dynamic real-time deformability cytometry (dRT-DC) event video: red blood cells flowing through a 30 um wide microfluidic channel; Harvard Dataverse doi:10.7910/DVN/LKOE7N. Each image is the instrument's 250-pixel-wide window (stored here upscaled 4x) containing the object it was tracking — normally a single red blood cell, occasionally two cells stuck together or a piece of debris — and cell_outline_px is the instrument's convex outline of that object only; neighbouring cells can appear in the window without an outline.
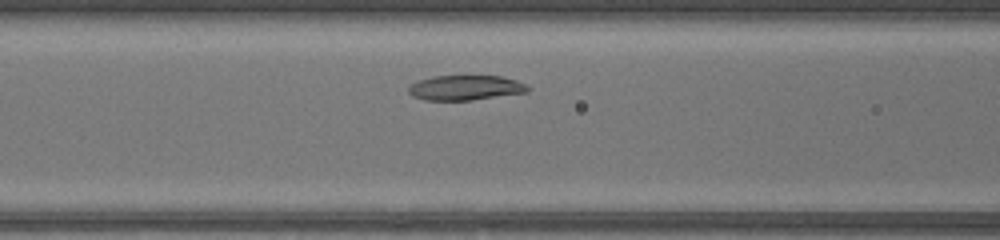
{"species": "common noctule bat (a hibernating species)", "species_latin": "Nyctalus noctula", "temperature_condition": "warm", "stored_images_in_passage": 30, "camera_frame_rate_fps": 3000, "um_per_image_px": 0.085, "animal": {"sex": "female", "body_mass_g": 17.0, "forearm_length_mm": 48.0}, "frame": {"image": 1, "passage_image": 8, "time_ms": 2.333, "image_size_px": [1000, 240], "cell_outline_px": [[528, 92], [472, 100], [424, 100], [412, 96], [408, 92], [408, 88], [416, 80], [432, 76], [500, 76], [516, 80], [524, 84], [528, 88]], "centroid_in_image_um": [39.51, 7.46], "position_along_channel_um": 127.1, "area_um2": 17.28}}
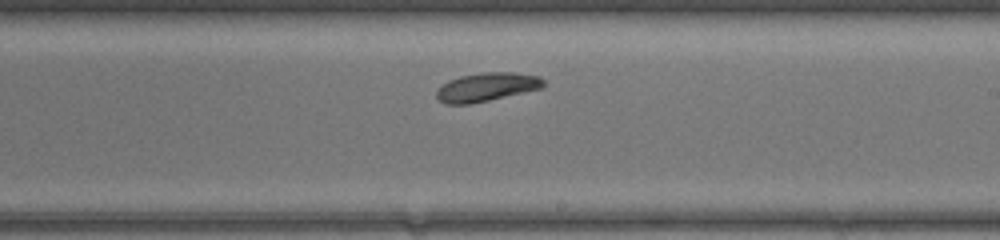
{"frame": {"image": 2, "passage_image": 17, "time_ms": 5.333, "image_size_px": [1000, 240], "cell_outline_px": [[544, 88], [488, 100], [468, 104], [444, 104], [436, 96], [436, 88], [440, 84], [448, 80], [460, 76], [484, 72], [512, 72], [540, 76], [544, 80]], "centroid_in_image_um": [41.35, 7.39], "position_along_channel_um": 247.7, "area_um2": 17.98}}
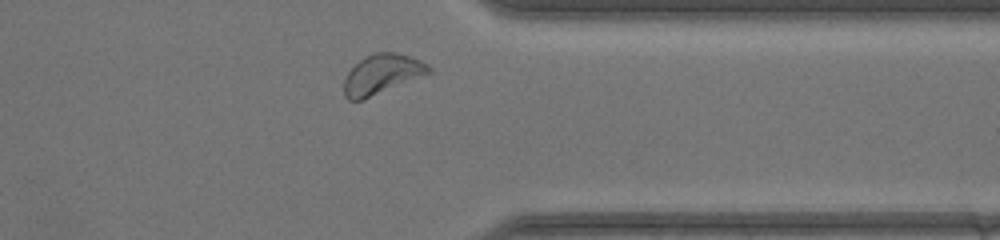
{"frame": {"image": 3, "passage_image": 27, "time_ms": 8.667, "image_size_px": [1000, 240], "cell_outline_px": [[432, 72], [360, 100], [348, 100], [344, 96], [344, 80], [348, 72], [364, 56], [376, 52], [396, 52], [420, 60], [428, 64], [432, 68]], "centroid_in_image_um": [32.46, 6.29], "position_along_channel_um": 378.9, "area_um2": 19.25}, "authors_computed_cell_mechanics": {"area_um2": 17.9758, "velocity_mm_per_s": 4.0341, "shape_relaxation_time_tau1_ms": 2.6606, "shape_relaxation_time_tau2_ms": null, "deformation_change_tau1": 0.1187, "deformation_change_tau2": null}}